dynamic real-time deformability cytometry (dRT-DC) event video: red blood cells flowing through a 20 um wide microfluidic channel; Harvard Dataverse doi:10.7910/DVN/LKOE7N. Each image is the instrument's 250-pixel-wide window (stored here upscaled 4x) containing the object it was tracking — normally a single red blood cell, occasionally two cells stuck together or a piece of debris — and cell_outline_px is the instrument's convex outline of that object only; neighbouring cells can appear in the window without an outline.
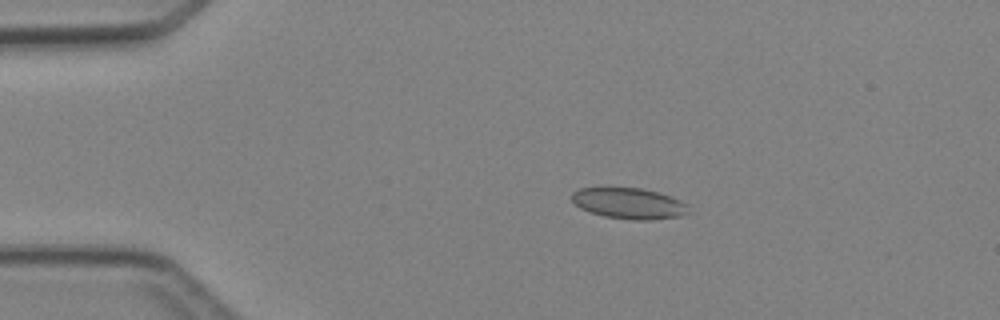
{"species": "Egyptian fruit bat (a non-hibernating species)", "species_latin": "Rousettus aegyptiacus", "temperature_condition": "cold", "stored_images_in_passage": 3, "camera_frame_rate_fps": 3000, "um_per_image_px": 0.085, "animal": {"sex": "female"}, "frame": {"image": 1, "passage_image": 2, "time_ms": 2.0, "image_size_px": [1000, 320], "cell_outline_px": [[688, 212], [680, 216], [652, 220], [632, 220], [604, 216], [580, 208], [572, 200], [572, 192], [580, 188], [644, 188], [660, 192], [680, 200], [688, 204]], "centroid_in_image_um": [53.49, 17.28], "position_along_channel_um": 31.5, "area_um2": 21.04}}